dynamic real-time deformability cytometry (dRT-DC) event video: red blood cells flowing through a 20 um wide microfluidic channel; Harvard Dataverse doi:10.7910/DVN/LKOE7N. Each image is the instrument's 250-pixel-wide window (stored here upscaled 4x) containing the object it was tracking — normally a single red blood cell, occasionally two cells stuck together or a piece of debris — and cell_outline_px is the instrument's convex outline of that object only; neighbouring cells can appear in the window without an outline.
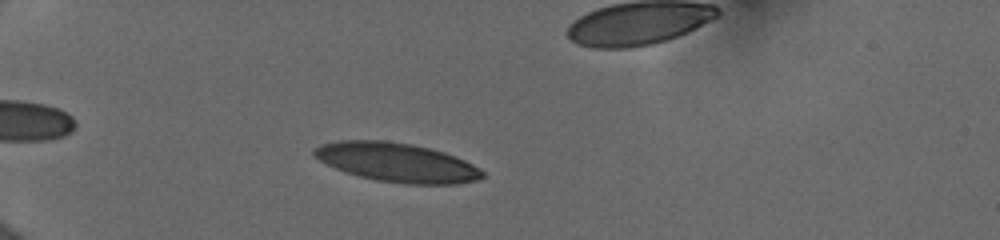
{"species": "human", "species_latin": "Homo sapiens", "temperature_condition": "cold", "stored_images_in_passage": 42, "camera_frame_rate_fps": 3000, "um_per_image_px": 0.085, "donor": {"sex": "female"}, "frame": {"image": 1, "passage_image": 5, "time_ms": 1.333, "image_size_px": [1000, 240], "cell_outline_px": [[484, 176], [476, 180], [456, 184], [404, 184], [376, 180], [344, 172], [320, 160], [312, 152], [312, 148], [320, 144], [336, 140], [388, 140], [412, 144], [444, 152], [464, 160], [472, 164], [484, 172]], "centroid_in_image_um": [33.7, 13.79], "position_along_channel_um": 51.3, "area_um2": 38.26}}
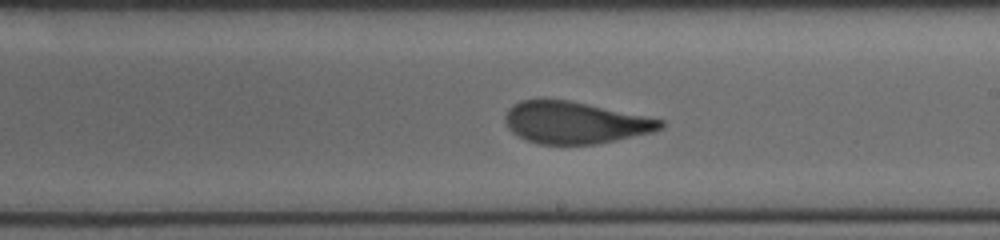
{"frame": {"image": 2, "passage_image": 22, "time_ms": 7.0, "image_size_px": [1000, 240], "cell_outline_px": [[664, 128], [652, 132], [616, 140], [596, 144], [536, 144], [512, 132], [508, 128], [504, 120], [504, 116], [508, 108], [512, 104], [520, 100], [568, 100], [664, 120]], "centroid_in_image_um": [48.85, 10.43], "position_along_channel_um": 240.2, "area_um2": 37.69}}
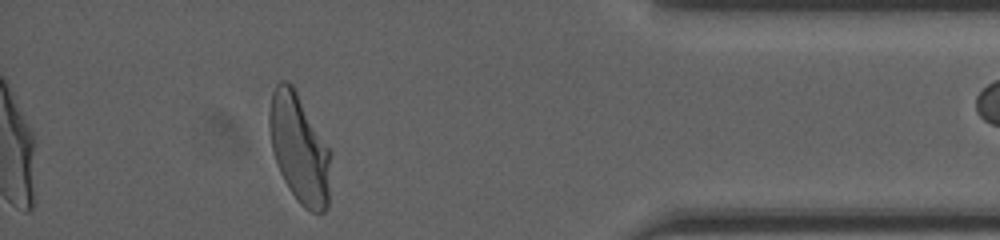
{"frame": {"image": 3, "passage_image": 37, "time_ms": 12.0, "image_size_px": [1000, 240], "cell_outline_px": [[328, 208], [324, 212], [312, 212], [304, 208], [300, 204], [284, 180], [280, 172], [272, 148], [268, 124], [268, 112], [272, 92], [276, 84], [280, 80], [288, 80], [292, 84], [328, 148]], "centroid_in_image_um": [25.38, 12.6], "position_along_channel_um": 409.8, "area_um2": 37.97}, "authors_computed_cell_mechanics": {"area_um2": 38.8127, "velocity_mm_per_s": 3.9866, "shape_relaxation_time_tau1_ms": 4.5052, "shape_relaxation_time_tau2_ms": 0.8387, "deformation_change_tau1": 0.1899, "deformation_change_tau2": 0.0826}}